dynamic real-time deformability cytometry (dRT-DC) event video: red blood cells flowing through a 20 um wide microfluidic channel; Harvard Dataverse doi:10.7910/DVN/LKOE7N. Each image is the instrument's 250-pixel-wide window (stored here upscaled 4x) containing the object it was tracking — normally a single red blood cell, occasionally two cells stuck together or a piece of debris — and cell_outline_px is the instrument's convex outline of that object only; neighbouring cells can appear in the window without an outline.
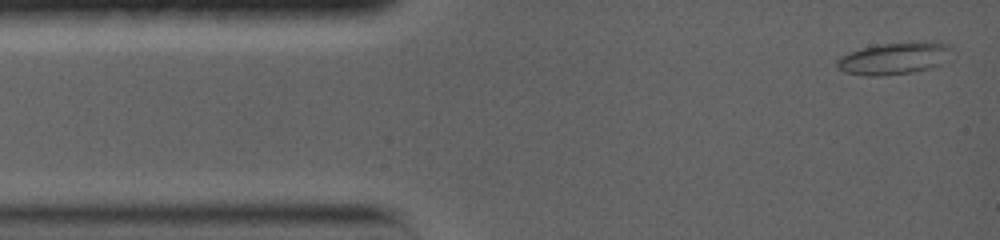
{"species": "common noctule bat (a hibernating species)", "species_latin": "Nyctalus noctula", "temperature_condition": "warm", "stored_images_in_passage": 38, "camera_frame_rate_fps": 5000, "um_per_image_px": 0.085, "animal": {"sex": "female", "body_mass_g": 19.0, "forearm_length_mm": 56.7}, "frame": {"image": 1, "passage_image": 2, "time_ms": 0.2, "image_size_px": [1000, 240], "cell_outline_px": [[952, 48], [940, 64], [932, 68], [912, 72], [880, 76], [864, 76], [844, 72], [836, 68], [836, 60], [840, 56], [848, 52], [880, 44], [916, 40], [936, 40], [952, 44]], "centroid_in_image_um": [76.01, 4.93], "position_along_channel_um": 9.0, "area_um2": 21.96}}
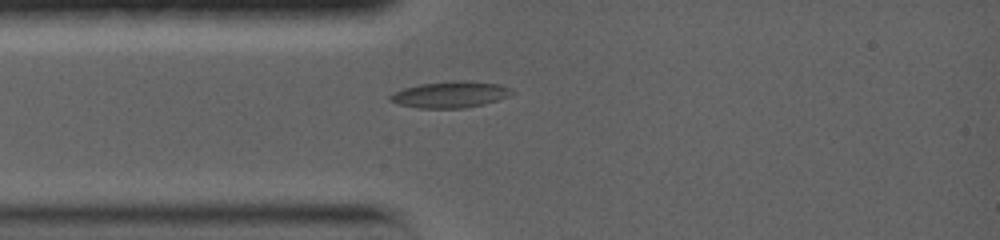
{"frame": {"image": 2, "passage_image": 27, "time_ms": 3.0, "image_size_px": [1000, 240], "cell_outline_px": [[516, 92], [508, 96], [484, 104], [464, 108], [420, 108], [400, 104], [388, 100], [388, 96], [392, 92], [404, 88], [420, 84], [452, 80], [468, 80], [500, 84]], "centroid_in_image_um": [38.26, 8.02], "position_along_channel_um": 46.7, "area_um2": 18.79}}